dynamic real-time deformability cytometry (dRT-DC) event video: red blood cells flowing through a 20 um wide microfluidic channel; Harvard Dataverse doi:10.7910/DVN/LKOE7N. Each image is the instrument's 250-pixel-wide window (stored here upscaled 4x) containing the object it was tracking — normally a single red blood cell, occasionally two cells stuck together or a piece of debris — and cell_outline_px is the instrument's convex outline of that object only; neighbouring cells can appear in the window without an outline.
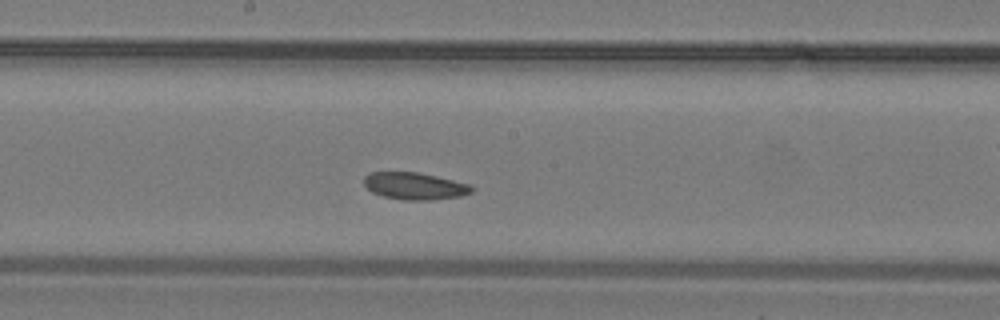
{"species": "common noctule bat (a hibernating species)", "species_latin": "Nyctalus noctula", "temperature_condition": "warm", "stored_images_in_passage": 18, "camera_frame_rate_fps": 3000, "um_per_image_px": 0.085, "animal": {"sex": "male", "body_mass_g": 19.2, "forearm_length_mm": 51.8}, "frame": {"image": 1, "passage_image": 11, "time_ms": 3.333, "image_size_px": [1000, 320], "cell_outline_px": [[476, 188], [472, 192], [460, 196], [432, 200], [404, 200], [384, 196], [372, 192], [364, 184], [364, 176], [368, 172], [416, 172], [436, 176], [472, 184]], "centroid_in_image_um": [35.28, 15.81], "position_along_channel_um": 212.9, "area_um2": 17.11}}
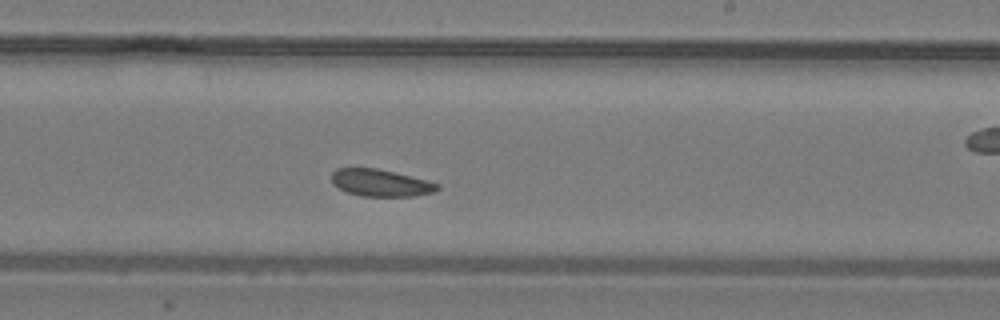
{"frame": {"image": 2, "passage_image": 13, "time_ms": 4.0, "image_size_px": [1000, 320], "cell_outline_px": [[440, 188], [432, 192], [412, 196], [360, 196], [348, 192], [332, 184], [332, 172], [336, 168], [376, 168], [428, 180], [440, 184]], "centroid_in_image_um": [32.35, 15.54], "position_along_channel_um": 256.7, "area_um2": 16.59}}